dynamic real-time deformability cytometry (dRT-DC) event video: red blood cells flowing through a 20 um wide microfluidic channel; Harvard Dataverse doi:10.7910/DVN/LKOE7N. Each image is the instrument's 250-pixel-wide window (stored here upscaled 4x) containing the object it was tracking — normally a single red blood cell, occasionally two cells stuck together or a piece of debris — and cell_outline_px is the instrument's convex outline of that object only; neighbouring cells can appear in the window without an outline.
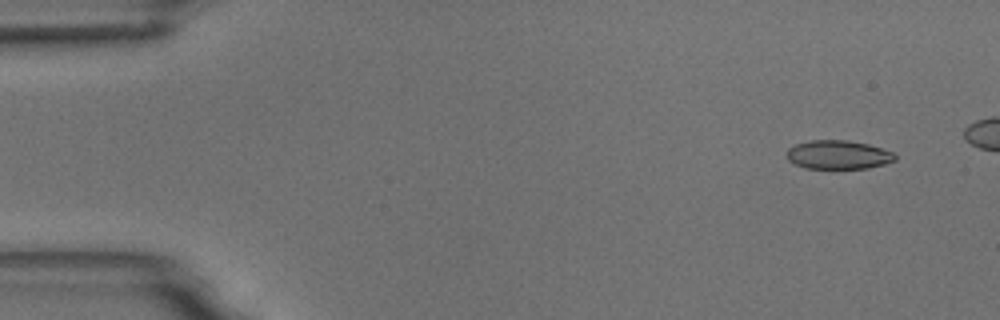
{"species": "common noctule bat (a hibernating species)", "species_latin": "Nyctalus noctula", "temperature_condition": "room temperature", "stored_images_in_passage": 3, "camera_frame_rate_fps": 3000, "um_per_image_px": 0.085, "animal": {"sex": "male", "body_mass_g": 18.8}, "frame": {"image": 1, "passage_image": 1, "time_ms": 0.0, "image_size_px": [1000, 320], "cell_outline_px": [[896, 160], [884, 164], [868, 168], [804, 168], [788, 160], [784, 152], [788, 148], [796, 144], [812, 140], [848, 140], [868, 144], [892, 152], [896, 156]], "centroid_in_image_um": [71.21, 13.15], "position_along_channel_um": 13.8, "area_um2": 18.15}}